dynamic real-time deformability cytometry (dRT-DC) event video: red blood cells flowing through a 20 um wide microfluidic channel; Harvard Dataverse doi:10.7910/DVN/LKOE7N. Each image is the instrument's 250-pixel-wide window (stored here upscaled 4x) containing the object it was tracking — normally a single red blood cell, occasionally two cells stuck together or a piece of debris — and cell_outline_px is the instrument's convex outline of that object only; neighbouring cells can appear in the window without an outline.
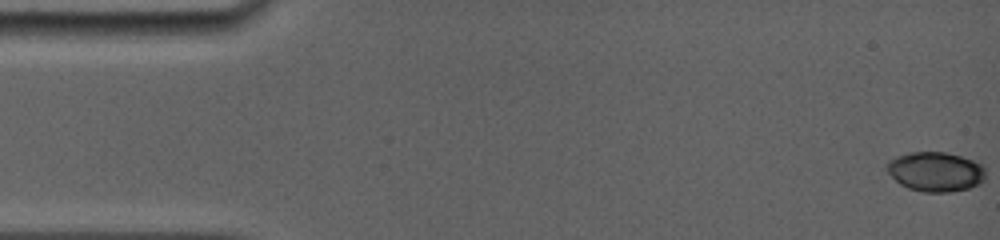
{"species": "common noctule bat (a hibernating species)", "species_latin": "Nyctalus noctula", "temperature_condition": "room temperature", "stored_images_in_passage": 33, "camera_frame_rate_fps": 5000, "um_per_image_px": 0.085, "animal": {"sex": "female", "body_mass_g": 19.0, "forearm_length_mm": 56.7}, "frame": {"image": 1, "passage_image": 1, "time_ms": 0.0, "image_size_px": [1000, 240], "cell_outline_px": [[984, 180], [980, 184], [968, 188], [952, 192], [924, 192], [908, 188], [900, 184], [888, 172], [888, 164], [896, 156], [912, 152], [944, 152], [960, 156], [984, 164]], "centroid_in_image_um": [79.56, 14.6], "position_along_channel_um": 5.4, "area_um2": 22.6}}
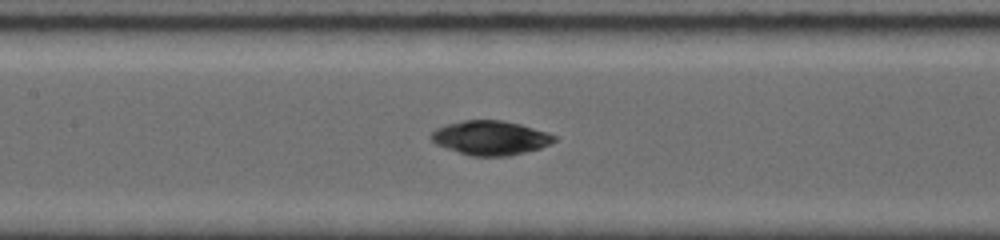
{"frame": {"image": 2, "passage_image": 19, "time_ms": 7.4, "image_size_px": [1000, 240], "cell_outline_px": [[556, 140], [540, 148], [508, 156], [472, 156], [436, 144], [428, 136], [436, 128], [448, 124], [464, 120], [504, 120], [520, 124], [548, 132], [556, 136]], "centroid_in_image_um": [41.69, 11.71], "position_along_channel_um": 165.7, "area_um2": 24.39}}
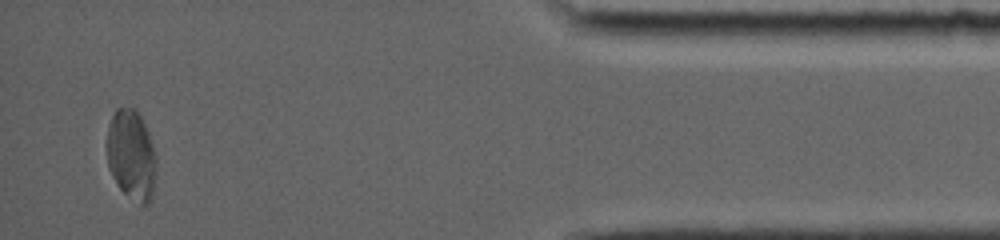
{"frame": {"image": 3, "passage_image": 33, "time_ms": 15.2, "image_size_px": [1000, 240], "cell_outline_px": [[156, 168], [152, 196], [148, 204], [144, 208], [140, 208], [120, 188], [112, 176], [108, 168], [108, 128], [112, 116], [116, 108], [136, 108], [140, 112], [148, 132], [152, 144], [156, 160]], "centroid_in_image_um": [11.19, 13.21], "position_along_channel_um": 424.0, "area_um2": 26.13}, "authors_computed_cell_mechanics": {"area_um2": 24.1604, "velocity_mm_per_s": 3.9395, "shape_relaxation_time_tau1_ms": 4.4969, "shape_relaxation_time_tau2_ms": null, "deformation_change_tau1": 0.1159, "deformation_change_tau2": null}}